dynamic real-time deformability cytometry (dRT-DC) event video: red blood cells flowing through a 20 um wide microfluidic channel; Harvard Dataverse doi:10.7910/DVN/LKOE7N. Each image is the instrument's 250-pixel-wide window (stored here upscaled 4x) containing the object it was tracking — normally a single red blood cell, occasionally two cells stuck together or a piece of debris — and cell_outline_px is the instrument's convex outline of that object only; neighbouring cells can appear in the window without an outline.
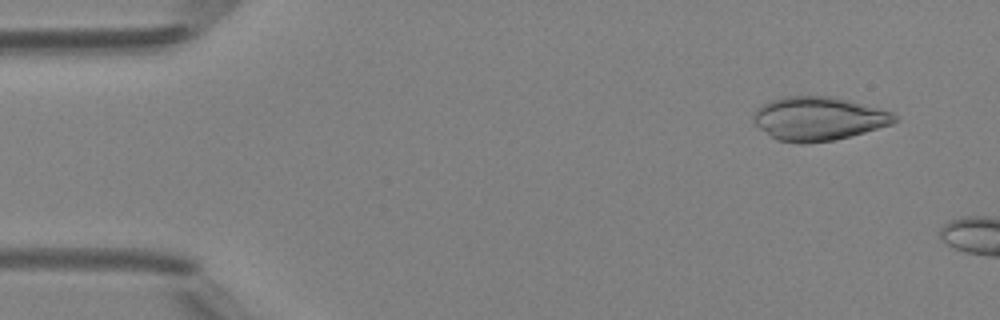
{"species": "Egyptian fruit bat (a non-hibernating species)", "species_latin": "Rousettus aegyptiacus", "temperature_condition": "room temperature", "stored_images_in_passage": 6, "camera_frame_rate_fps": 3000, "um_per_image_px": 0.085, "animal": {"sex": "female"}, "frame": {"image": 1, "passage_image": 2, "time_ms": 0.333, "image_size_px": [1000, 320], "cell_outline_px": [[900, 120], [892, 124], [864, 132], [832, 140], [804, 144], [800, 144], [776, 140], [760, 128], [752, 120], [752, 116], [756, 108], [760, 104], [784, 96], [832, 96], [880, 108], [892, 112], [900, 116]], "centroid_in_image_um": [69.57, 10.08], "position_along_channel_um": 15.4, "area_um2": 36.13}}